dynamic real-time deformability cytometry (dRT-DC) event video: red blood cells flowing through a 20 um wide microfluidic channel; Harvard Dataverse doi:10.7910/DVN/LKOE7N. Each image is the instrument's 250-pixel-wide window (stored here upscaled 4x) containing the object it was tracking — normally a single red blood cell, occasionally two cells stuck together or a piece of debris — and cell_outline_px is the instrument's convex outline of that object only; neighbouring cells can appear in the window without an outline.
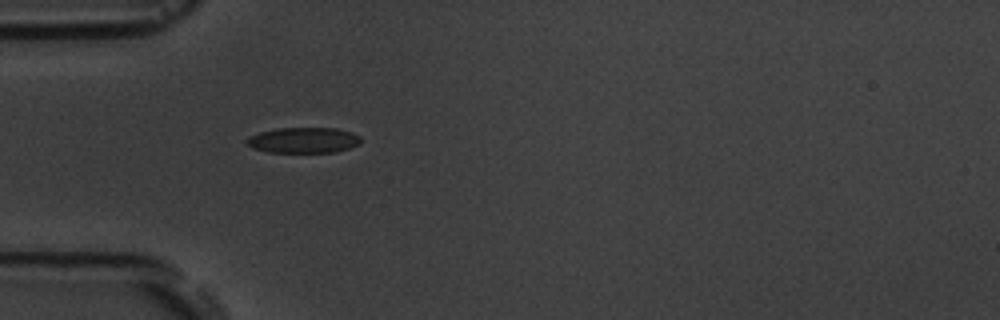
{"species": "common noctule bat (a hibernating species)", "species_latin": "Nyctalus noctula", "temperature_condition": "room temperature", "stored_images_in_passage": 1, "camera_frame_rate_fps": 3000, "um_per_image_px": 0.085, "animal": {"sex": "male", "body_mass_g": 19.5, "forearm_length_mm": 54.6}, "frame": {"image": 1, "passage_image": 1, "time_ms": 0.0, "image_size_px": [1000, 320], "cell_outline_px": [[360, 144], [336, 152], [268, 152], [252, 148], [244, 140], [248, 136], [260, 132], [280, 128], [336, 128], [352, 132], [360, 136]], "centroid_in_image_um": [25.79, 11.91], "position_along_channel_um": 59.2, "area_um2": 17.05}}